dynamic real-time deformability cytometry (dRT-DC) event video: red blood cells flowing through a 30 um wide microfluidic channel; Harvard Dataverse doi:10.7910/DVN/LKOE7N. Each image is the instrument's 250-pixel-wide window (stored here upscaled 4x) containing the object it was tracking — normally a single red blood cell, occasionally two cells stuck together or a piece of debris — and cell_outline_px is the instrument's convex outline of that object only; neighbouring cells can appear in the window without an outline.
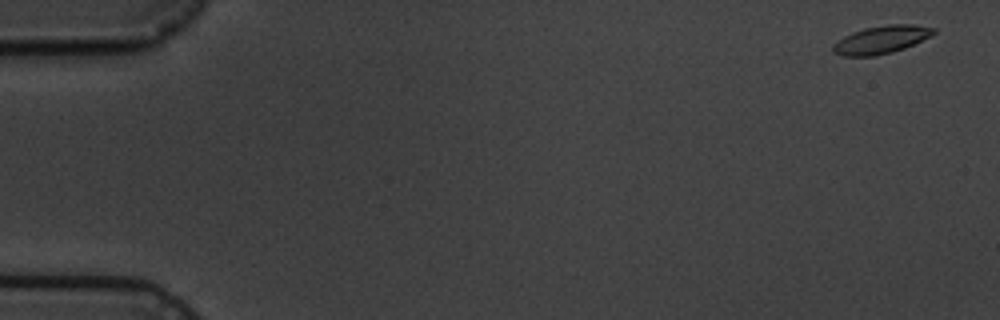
{"species": "common noctule bat (a hibernating species)", "species_latin": "Nyctalus noctula", "temperature_condition": "cold", "stored_images_in_passage": 8, "camera_frame_rate_fps": 3000, "um_per_image_px": 0.085, "animal": {"sex": "male", "body_mass_g": 19.5, "forearm_length_mm": 54.6}, "frame": {"image": 1, "passage_image": 1, "time_ms": 0.0, "image_size_px": [1000, 320], "cell_outline_px": [[936, 32], [904, 48], [892, 52], [876, 56], [844, 56], [832, 52], [832, 44], [844, 36], [852, 32], [864, 28], [888, 24], [912, 24], [936, 28]], "centroid_in_image_um": [74.85, 3.37], "position_along_channel_um": 10.1, "area_um2": 16.24}}
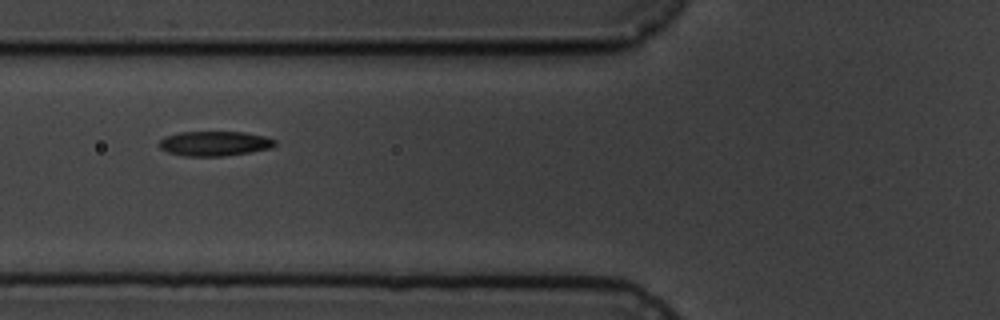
{"frame": {"image": 2, "passage_image": 6, "time_ms": 6.667, "image_size_px": [1000, 320], "cell_outline_px": [[276, 144], [272, 148], [224, 156], [184, 156], [168, 152], [160, 148], [160, 140], [164, 136], [180, 132], [244, 132], [264, 136], [276, 140]], "centroid_in_image_um": [18.24, 12.2], "position_along_channel_um": 107.6, "area_um2": 16.65}}
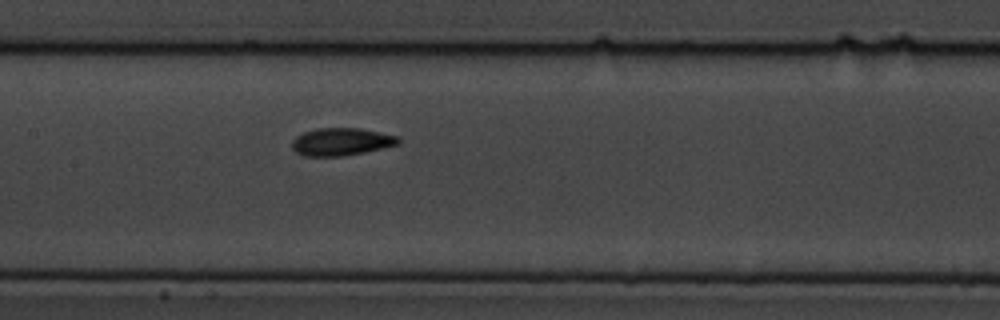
{"frame": {"image": 3, "passage_image": 8, "time_ms": 8.667, "image_size_px": [1000, 320], "cell_outline_px": [[400, 144], [384, 148], [344, 156], [304, 156], [296, 152], [292, 148], [292, 140], [296, 136], [304, 132], [316, 128], [360, 128], [400, 136]], "centroid_in_image_um": [29.03, 12.04], "position_along_channel_um": 178.4, "area_um2": 17.28}}